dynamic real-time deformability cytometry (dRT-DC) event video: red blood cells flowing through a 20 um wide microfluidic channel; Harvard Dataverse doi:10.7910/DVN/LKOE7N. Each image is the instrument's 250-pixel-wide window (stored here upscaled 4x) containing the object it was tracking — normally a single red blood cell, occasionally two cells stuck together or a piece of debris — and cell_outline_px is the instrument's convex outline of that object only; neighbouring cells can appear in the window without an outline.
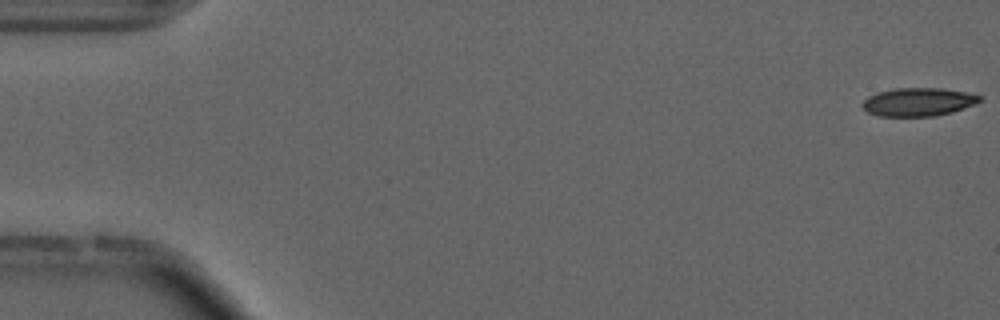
{"species": "common noctule bat (a hibernating species)", "species_latin": "Nyctalus noctula", "temperature_condition": "cold", "stored_images_in_passage": 31, "camera_frame_rate_fps": 3000, "um_per_image_px": 0.085, "animal": {"sex": "male", "forearm_length_mm": 52.5}, "frame": {"image": 1, "passage_image": 1, "time_ms": 0.0, "image_size_px": [1000, 320], "cell_outline_px": [[984, 100], [976, 104], [952, 112], [936, 116], [880, 116], [868, 112], [864, 108], [864, 100], [868, 96], [876, 92], [896, 88], [944, 88], [964, 92], [980, 96]], "centroid_in_image_um": [78.09, 8.66], "position_along_channel_um": 6.9, "area_um2": 19.31}}
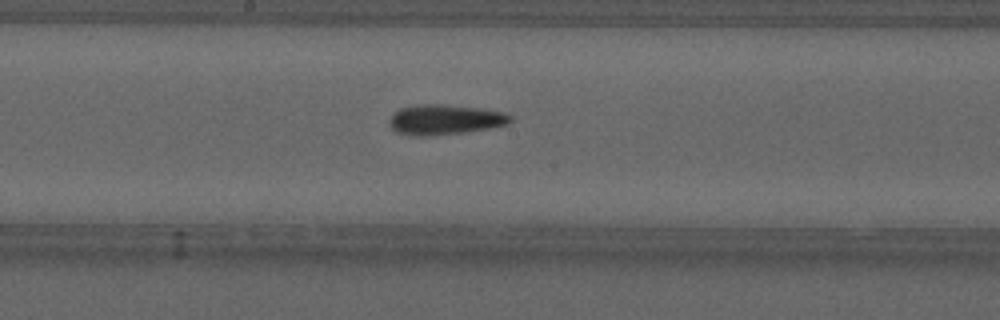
{"frame": {"image": 2, "passage_image": 29, "time_ms": 9.333, "image_size_px": [1000, 320], "cell_outline_px": [[512, 120], [508, 124], [488, 128], [464, 132], [432, 136], [416, 136], [396, 132], [388, 124], [388, 120], [400, 108], [416, 104], [444, 104], [480, 108], [504, 112], [512, 116]], "centroid_in_image_um": [37.8, 10.16], "position_along_channel_um": 210.4, "area_um2": 21.33}}